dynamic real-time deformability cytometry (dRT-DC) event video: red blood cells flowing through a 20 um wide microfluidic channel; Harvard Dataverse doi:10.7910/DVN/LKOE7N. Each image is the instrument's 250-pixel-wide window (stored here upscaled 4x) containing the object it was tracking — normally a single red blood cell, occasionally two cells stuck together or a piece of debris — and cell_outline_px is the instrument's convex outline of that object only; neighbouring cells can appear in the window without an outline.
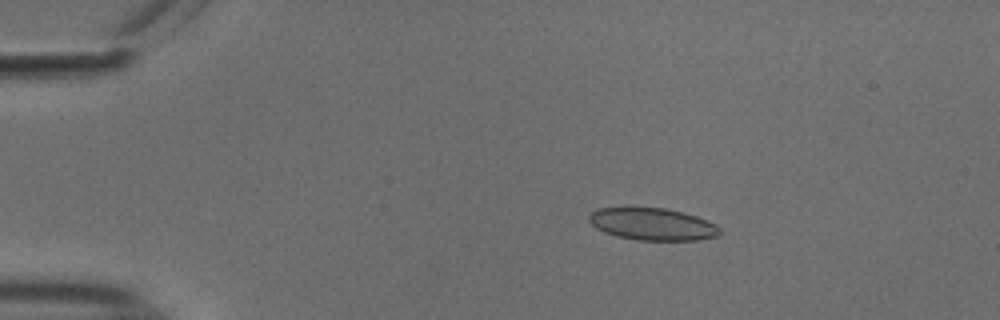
{"species": "common noctule bat (a hibernating species)", "species_latin": "Nyctalus noctula", "temperature_condition": "cold", "stored_images_in_passage": 54, "camera_frame_rate_fps": 3000, "um_per_image_px": 0.085, "animal": {"sex": "male", "body_mass_g": 18.8}, "frame": {"image": 1, "passage_image": 10, "time_ms": 3.0, "image_size_px": [1000, 320], "cell_outline_px": [[724, 232], [716, 236], [700, 240], [636, 240], [616, 236], [604, 232], [596, 228], [588, 220], [588, 216], [596, 208], [628, 204], [664, 208], [684, 212], [708, 220], [716, 224]], "centroid_in_image_um": [55.41, 19.0], "position_along_channel_um": 29.6, "area_um2": 25.66}}
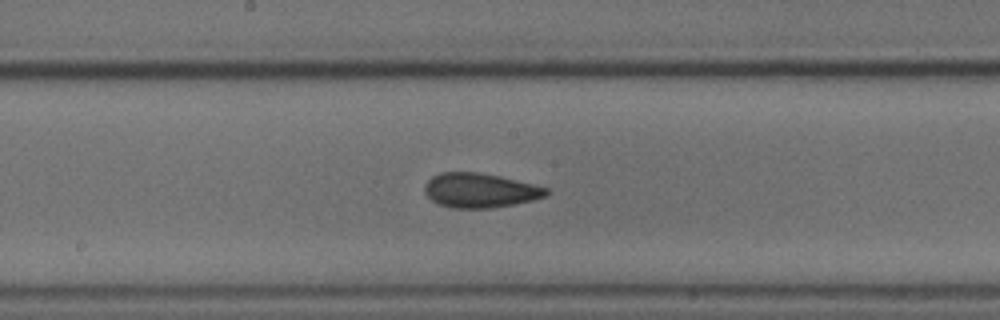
{"frame": {"image": 2, "passage_image": 29, "time_ms": 9.333, "image_size_px": [1000, 320], "cell_outline_px": [[548, 196], [532, 200], [492, 208], [452, 208], [436, 204], [424, 192], [424, 188], [428, 180], [432, 176], [440, 172], [476, 172], [500, 176], [548, 188]], "centroid_in_image_um": [40.77, 16.19], "position_along_channel_um": 207.4, "area_um2": 24.39}}
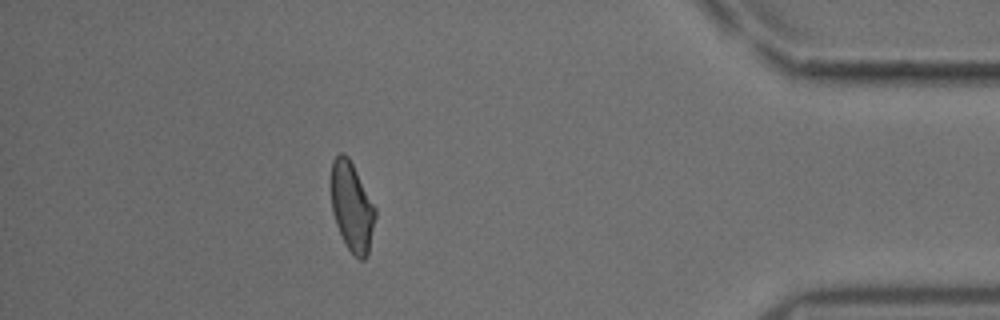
{"frame": {"image": 3, "passage_image": 48, "time_ms": 15.667, "image_size_px": [1000, 320], "cell_outline_px": [[376, 216], [368, 256], [364, 260], [360, 260], [348, 248], [336, 224], [332, 212], [332, 160], [340, 152], [344, 152], [348, 156], [376, 208]], "centroid_in_image_um": [29.93, 17.59], "position_along_channel_um": 405.3, "area_um2": 22.72}, "authors_computed_cell_mechanics": {"area_um2": 24.3627, "velocity_mm_per_s": 3.767, "shape_relaxation_time_tau1_ms": 6.5128, "shape_relaxation_time_tau2_ms": 2.2803, "deformation_change_tau1": 0.1113, "deformation_change_tau2": 0.0716}}